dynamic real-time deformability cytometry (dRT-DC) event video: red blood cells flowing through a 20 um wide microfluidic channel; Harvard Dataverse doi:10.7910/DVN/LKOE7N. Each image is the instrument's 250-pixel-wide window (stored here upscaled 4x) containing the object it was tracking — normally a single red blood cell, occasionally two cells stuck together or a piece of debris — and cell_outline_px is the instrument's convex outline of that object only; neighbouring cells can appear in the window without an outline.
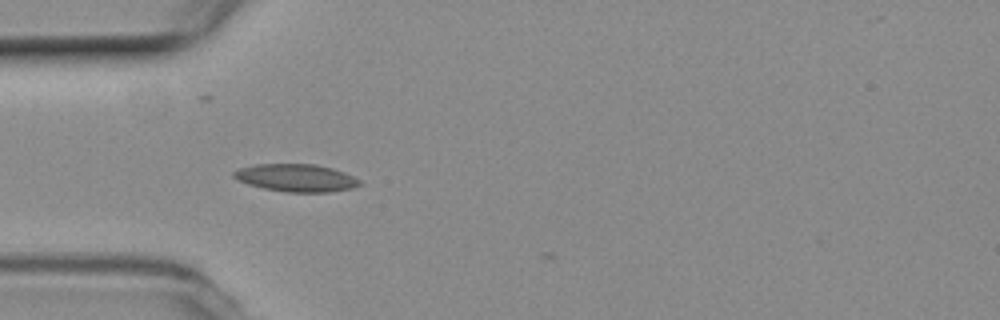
{"species": "common noctule bat (a hibernating species)", "species_latin": "Nyctalus noctula", "temperature_condition": "room temperature", "stored_images_in_passage": 3, "camera_frame_rate_fps": 3000, "um_per_image_px": 0.085, "animal": {"sex": "female", "body_mass_g": 19.3, "forearm_length_mm": 54.1}, "frame": {"image": 1, "passage_image": 1, "time_ms": 0.0, "image_size_px": [1000, 320], "cell_outline_px": [[364, 184], [352, 188], [328, 192], [288, 192], [264, 188], [248, 184], [232, 176], [232, 172], [240, 168], [256, 164], [316, 164], [332, 168], [344, 172], [360, 180]], "centroid_in_image_um": [25.2, 15.11], "position_along_channel_um": 59.8, "area_um2": 20.17}}